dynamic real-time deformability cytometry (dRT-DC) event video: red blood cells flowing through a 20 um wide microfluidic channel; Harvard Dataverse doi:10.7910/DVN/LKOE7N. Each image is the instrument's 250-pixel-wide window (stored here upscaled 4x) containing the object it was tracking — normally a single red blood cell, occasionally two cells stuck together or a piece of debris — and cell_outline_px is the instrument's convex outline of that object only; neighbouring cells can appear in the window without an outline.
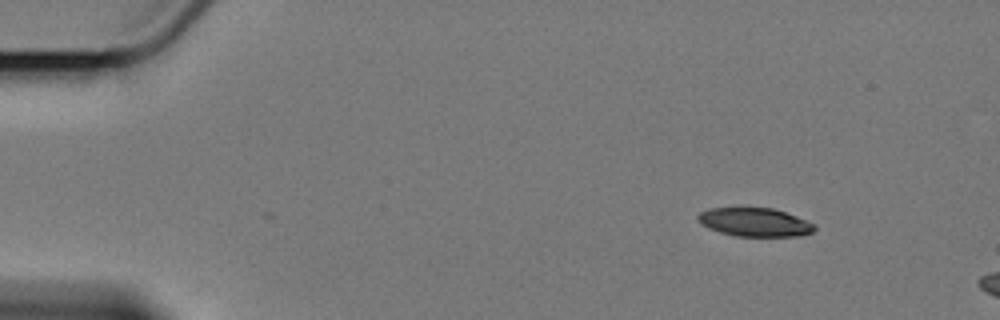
{"species": "Egyptian fruit bat (a non-hibernating species)", "species_latin": "Rousettus aegyptiacus", "temperature_condition": "cold", "stored_images_in_passage": 2, "camera_frame_rate_fps": 3000, "um_per_image_px": 0.085, "animal": {"sex": "female"}, "frame": {"image": 1, "passage_image": 1, "time_ms": 0.0, "image_size_px": [1000, 320], "cell_outline_px": [[816, 228], [812, 232], [800, 236], [736, 236], [720, 232], [708, 228], [700, 224], [696, 220], [696, 216], [700, 212], [708, 208], [740, 204], [748, 204], [772, 208], [796, 216], [816, 224]], "centroid_in_image_um": [64.07, 18.82], "position_along_channel_um": 20.9, "area_um2": 20.52}}